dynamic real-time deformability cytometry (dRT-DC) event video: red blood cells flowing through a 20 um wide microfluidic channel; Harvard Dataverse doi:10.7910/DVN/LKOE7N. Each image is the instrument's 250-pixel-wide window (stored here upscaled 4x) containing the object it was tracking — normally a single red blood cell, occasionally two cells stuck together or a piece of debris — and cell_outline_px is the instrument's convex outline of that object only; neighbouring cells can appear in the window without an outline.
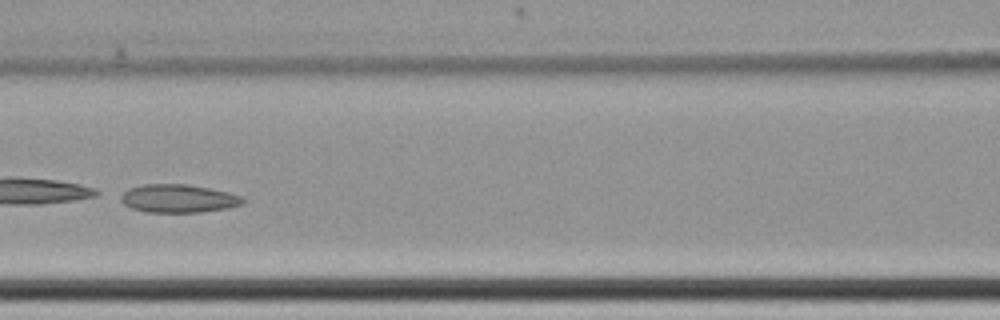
{"species": "common noctule bat (a hibernating species)", "species_latin": "Nyctalus noctula", "temperature_condition": "cold", "stored_images_in_passage": 64, "camera_frame_rate_fps": 3000, "um_per_image_px": 0.085, "animal": {"sex": "female", "body_mass_g": 22.7, "forearm_length_mm": 54.2}, "frame": {"image": 1, "passage_image": 33, "time_ms": 10.667, "image_size_px": [1000, 320], "cell_outline_px": [[244, 200], [240, 204], [228, 208], [200, 212], [148, 212], [132, 208], [124, 204], [120, 200], [120, 196], [128, 188], [144, 184], [184, 184], [208, 188], [228, 192], [240, 196]], "centroid_in_image_um": [15.11, 16.87], "position_along_channel_um": 151.5, "area_um2": 19.83}}
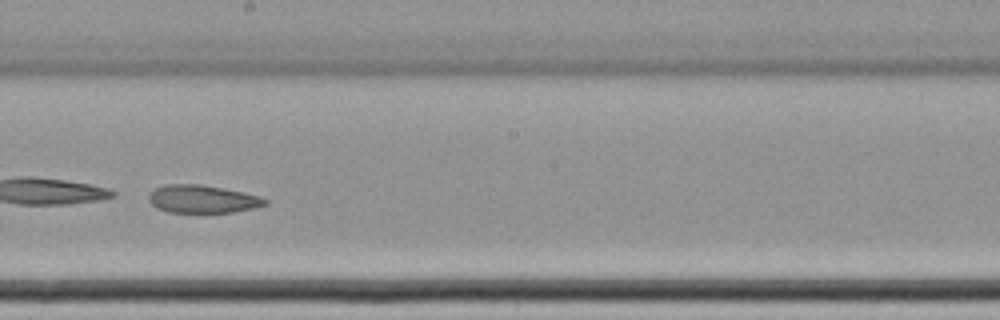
{"frame": {"image": 2, "passage_image": 40, "time_ms": 13.0, "image_size_px": [1000, 320], "cell_outline_px": [[268, 204], [256, 208], [232, 212], [168, 212], [156, 208], [148, 200], [148, 196], [156, 188], [168, 184], [200, 184], [224, 188], [244, 192], [260, 196], [268, 200]], "centroid_in_image_um": [17.25, 16.92], "position_along_channel_um": 231.0, "area_um2": 18.96}}
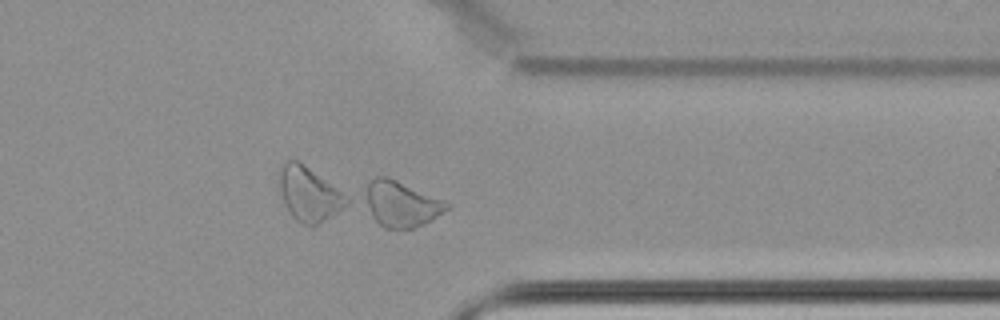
{"frame": {"image": 3, "passage_image": 53, "time_ms": 17.333, "image_size_px": [1000, 320], "cell_outline_px": [[452, 208], [432, 220], [416, 228], [384, 228], [372, 216], [360, 200], [368, 180], [376, 176], [388, 176], [452, 204]], "centroid_in_image_um": [34.06, 17.32], "position_along_channel_um": 377.3, "area_um2": 22.43}, "authors_computed_cell_mechanics": {"area_um2": 26.9637, "velocity_mm_per_s": 3.4161, "shape_relaxation_time_tau1_ms": 1.1933, "shape_relaxation_time_tau2_ms": 5.6291, "deformation_change_tau1": 0.2309, "deformation_change_tau2": 0.1141}}